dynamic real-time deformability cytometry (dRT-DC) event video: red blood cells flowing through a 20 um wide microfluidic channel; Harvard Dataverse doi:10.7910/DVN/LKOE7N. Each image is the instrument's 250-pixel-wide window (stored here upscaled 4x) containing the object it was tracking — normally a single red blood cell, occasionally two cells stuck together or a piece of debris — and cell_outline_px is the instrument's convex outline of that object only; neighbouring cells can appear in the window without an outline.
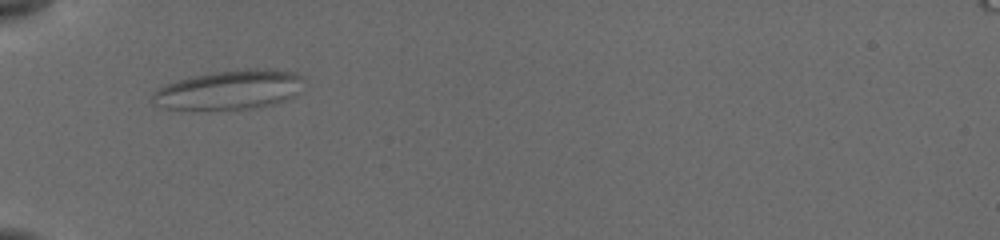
{"species": "common noctule bat (a hibernating species)", "species_latin": "Nyctalus noctula", "temperature_condition": "cold", "stored_images_in_passage": 25, "camera_frame_rate_fps": 3000, "um_per_image_px": 0.085, "animal": {"sex": "female", "body_mass_g": 19.5, "forearm_length_mm": 54.1}, "frame": {"image": 1, "passage_image": 1, "time_ms": 0.0, "image_size_px": [1000, 240], "cell_outline_px": [[300, 76], [296, 96], [276, 104], [252, 108], [164, 108], [152, 104], [152, 92], [168, 84], [188, 76], [216, 72], [252, 68], [256, 68], [296, 72]], "centroid_in_image_um": [19.47, 7.62], "position_along_channel_um": 65.5, "area_um2": 33.93}}
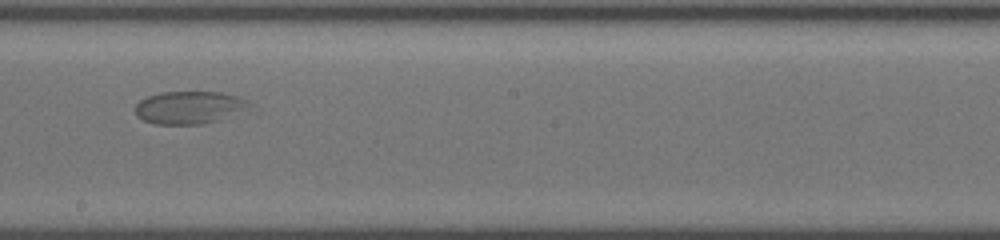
{"frame": {"image": 2, "passage_image": 13, "time_ms": 4.667, "image_size_px": [1000, 240], "cell_outline_px": [[248, 104], [244, 108], [216, 120], [204, 124], [156, 124], [144, 120], [136, 116], [136, 104], [140, 100], [148, 96], [160, 92], [220, 92], [240, 96], [248, 100]], "centroid_in_image_um": [16.0, 9.12], "position_along_channel_um": 232.2, "area_um2": 21.21}}
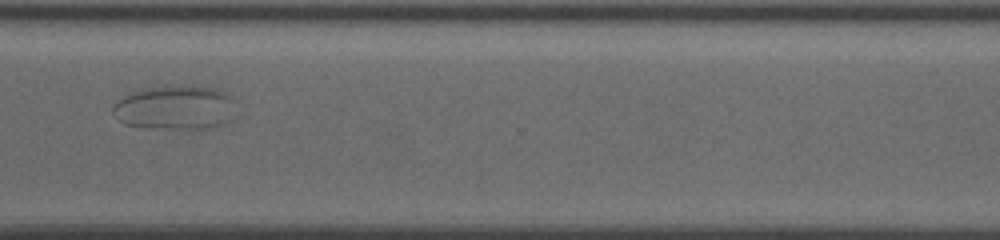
{"frame": {"image": 3, "passage_image": 22, "time_ms": 8.0, "image_size_px": [1000, 240], "cell_outline_px": [[232, 120], [224, 124], [212, 128], [152, 128], [124, 124], [112, 112], [112, 108], [116, 100], [132, 92], [164, 84], [192, 84], [212, 88], [224, 92], [232, 96]], "centroid_in_image_um": [14.88, 9.11], "position_along_channel_um": 355.7, "area_um2": 32.08}}